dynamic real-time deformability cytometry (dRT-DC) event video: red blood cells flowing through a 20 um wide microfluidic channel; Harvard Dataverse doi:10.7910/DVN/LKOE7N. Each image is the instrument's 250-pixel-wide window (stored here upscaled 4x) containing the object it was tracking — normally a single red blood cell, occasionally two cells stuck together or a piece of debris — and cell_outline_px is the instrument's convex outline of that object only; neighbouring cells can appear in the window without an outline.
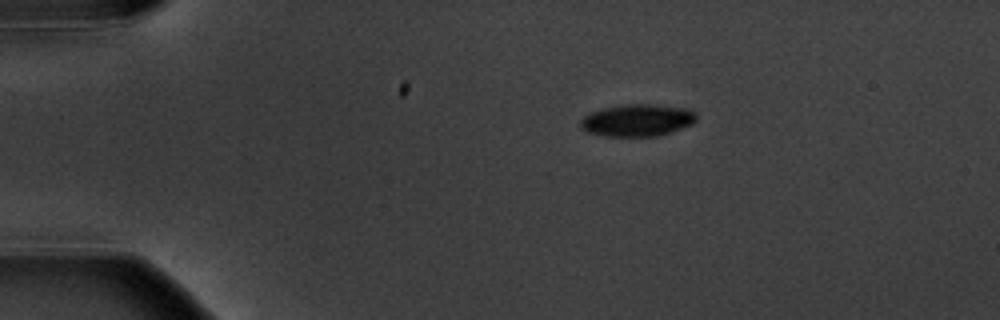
{"species": "common noctule bat (a hibernating species)", "species_latin": "Nyctalus noctula", "temperature_condition": "warm", "stored_images_in_passage": 5, "camera_frame_rate_fps": 3000, "um_per_image_px": 0.085, "animal": {"sex": "male", "body_mass_g": 20.1, "forearm_length_mm": 53.5}, "frame": {"image": 1, "passage_image": 3, "time_ms": 2.667, "image_size_px": [1000, 320], "cell_outline_px": [[696, 120], [692, 124], [656, 136], [608, 136], [588, 132], [580, 128], [580, 120], [584, 116], [592, 112], [604, 108], [628, 104], [652, 104], [688, 108], [696, 112]], "centroid_in_image_um": [54.18, 10.21], "position_along_channel_um": 30.8, "area_um2": 21.5}}